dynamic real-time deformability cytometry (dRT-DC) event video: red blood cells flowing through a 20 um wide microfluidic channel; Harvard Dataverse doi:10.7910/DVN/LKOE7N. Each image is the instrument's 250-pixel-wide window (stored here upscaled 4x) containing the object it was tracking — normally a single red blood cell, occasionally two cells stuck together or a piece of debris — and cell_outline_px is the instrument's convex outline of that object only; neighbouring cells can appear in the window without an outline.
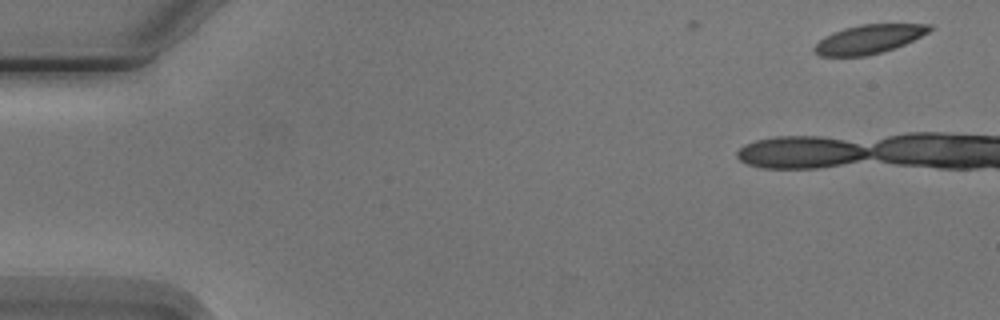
{"species": "Egyptian fruit bat (a non-hibernating species)", "species_latin": "Rousettus aegyptiacus", "temperature_condition": "cold", "stored_images_in_passage": 6, "camera_frame_rate_fps": 3000, "um_per_image_px": 0.085, "animal": {"sex": "male"}, "frame": {"image": 1, "passage_image": 1, "time_ms": 0.0, "image_size_px": [1000, 320], "cell_outline_px": [[936, 28], [904, 44], [880, 52], [864, 56], [820, 56], [812, 52], [812, 48], [824, 36], [832, 32], [844, 28], [860, 24], [932, 24]], "centroid_in_image_um": [73.82, 3.32], "position_along_channel_um": 11.2, "area_um2": 19.36}}